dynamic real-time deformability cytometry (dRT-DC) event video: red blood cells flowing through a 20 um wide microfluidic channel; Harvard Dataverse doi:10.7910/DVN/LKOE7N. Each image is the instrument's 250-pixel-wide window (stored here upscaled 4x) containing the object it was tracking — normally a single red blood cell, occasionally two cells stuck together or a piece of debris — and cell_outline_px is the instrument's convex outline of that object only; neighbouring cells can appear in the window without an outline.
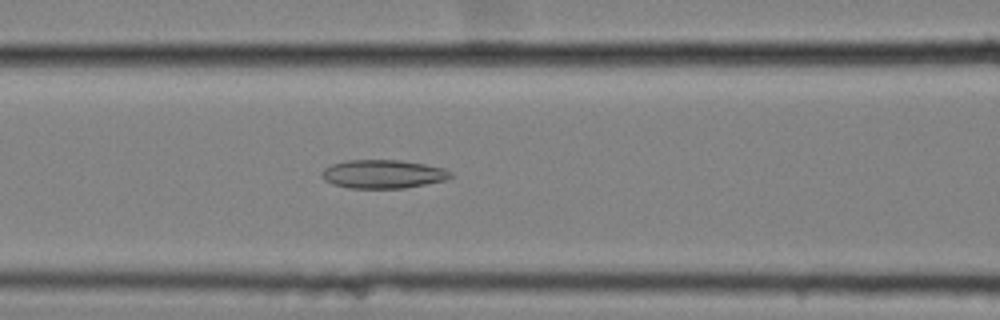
{"species": "common noctule bat (a hibernating species)", "species_latin": "Nyctalus noctula", "temperature_condition": "cold", "stored_images_in_passage": 59, "camera_frame_rate_fps": 3000, "um_per_image_px": 0.085, "animal": {"sex": "female", "body_mass_g": 25.1}, "frame": {"image": 1, "passage_image": 26, "time_ms": 8.333, "image_size_px": [1000, 320], "cell_outline_px": [[452, 176], [444, 180], [404, 188], [348, 188], [332, 184], [324, 180], [320, 172], [324, 168], [332, 164], [348, 160], [400, 160], [424, 164], [444, 168], [452, 172]], "centroid_in_image_um": [32.52, 14.79], "position_along_channel_um": 134.1, "area_um2": 21.39}}
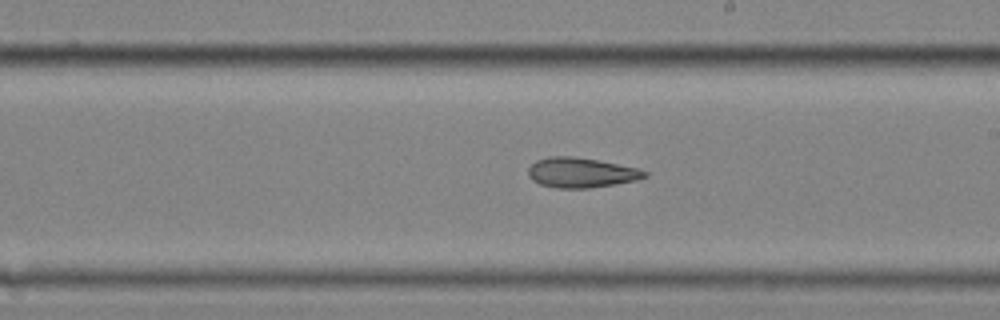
{"frame": {"image": 2, "passage_image": 35, "time_ms": 11.333, "image_size_px": [1000, 320], "cell_outline_px": [[648, 176], [640, 180], [616, 184], [588, 188], [556, 188], [540, 184], [532, 180], [528, 176], [528, 168], [536, 160], [548, 156], [572, 156], [596, 160], [640, 168], [648, 172]], "centroid_in_image_um": [49.42, 14.67], "position_along_channel_um": 239.6, "area_um2": 20.52}}
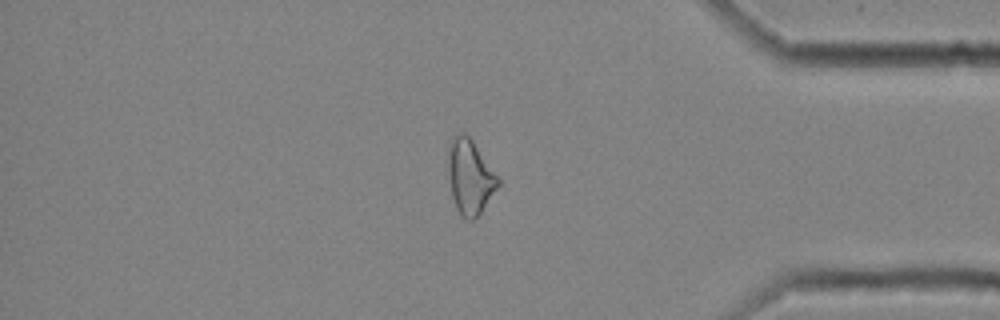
{"frame": {"image": 3, "passage_image": 50, "time_ms": 16.333, "image_size_px": [1000, 320], "cell_outline_px": [[500, 184], [480, 212], [472, 220], [468, 220], [460, 216], [456, 208], [452, 196], [448, 172], [448, 148], [452, 136], [460, 132], [464, 132], [472, 140], [500, 176]], "centroid_in_image_um": [39.95, 15.0], "position_along_channel_um": 395.2, "area_um2": 21.85}, "authors_computed_cell_mechanics": {"area_um2": 23.0044, "velocity_mm_per_s": 3.5265, "shape_relaxation_time_tau1_ms": null, "shape_relaxation_time_tau2_ms": 5.3419, "deformation_change_tau1": null, "deformation_change_tau2": 0.1441}}